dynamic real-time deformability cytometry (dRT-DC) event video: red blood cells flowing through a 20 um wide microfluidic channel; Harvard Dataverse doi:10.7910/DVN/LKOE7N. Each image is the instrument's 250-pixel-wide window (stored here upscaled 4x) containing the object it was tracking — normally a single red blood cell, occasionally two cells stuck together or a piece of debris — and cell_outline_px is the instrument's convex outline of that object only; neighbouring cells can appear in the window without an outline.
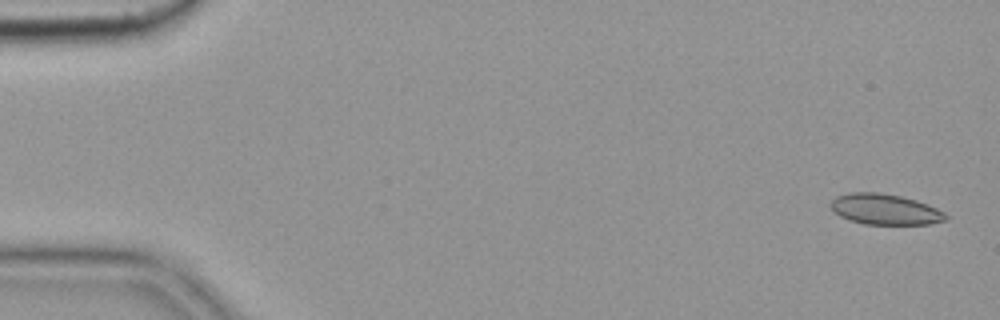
{"species": "common noctule bat (a hibernating species)", "species_latin": "Nyctalus noctula", "temperature_condition": "cold", "stored_images_in_passage": 54, "camera_frame_rate_fps": 3000, "um_per_image_px": 0.085, "animal": {"sex": "female", "body_mass_g": 19.9}, "frame": {"image": 1, "passage_image": 1, "time_ms": 0.0, "image_size_px": [1000, 320], "cell_outline_px": [[948, 220], [928, 224], [864, 224], [840, 216], [828, 204], [836, 196], [848, 192], [876, 192], [900, 196], [916, 200], [928, 204], [944, 212], [948, 216]], "centroid_in_image_um": [75.23, 17.78], "position_along_channel_um": 9.8, "area_um2": 20.52}}
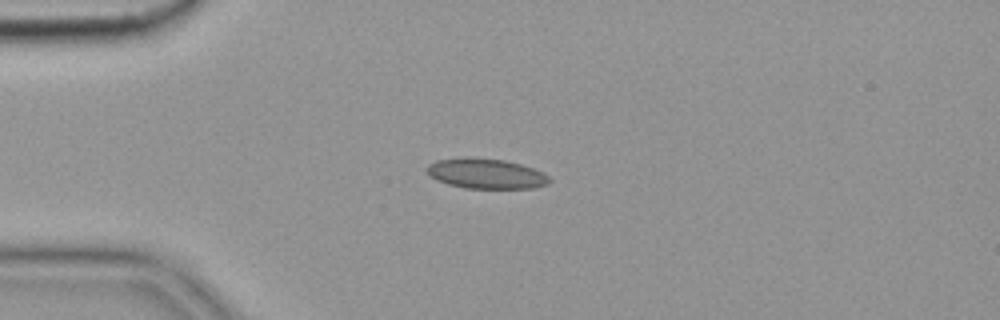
{"frame": {"image": 2, "passage_image": 13, "time_ms": 4.0, "image_size_px": [1000, 320], "cell_outline_px": [[552, 180], [548, 184], [532, 188], [464, 188], [448, 184], [436, 180], [428, 172], [428, 164], [436, 160], [504, 160], [520, 164], [544, 172]], "centroid_in_image_um": [41.39, 14.81], "position_along_channel_um": 43.6, "area_um2": 20.58}}
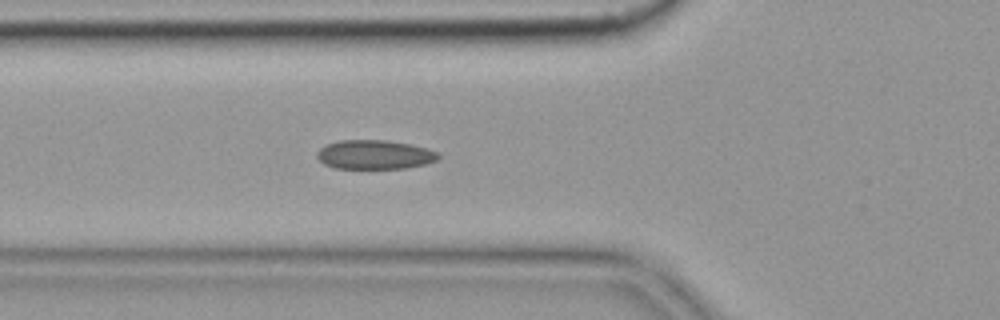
{"frame": {"image": 3, "passage_image": 19, "time_ms": 6.0, "image_size_px": [1000, 320], "cell_outline_px": [[440, 156], [436, 160], [428, 164], [404, 168], [336, 168], [324, 164], [316, 156], [316, 152], [320, 148], [328, 144], [340, 140], [384, 140], [408, 144], [428, 148], [440, 152]], "centroid_in_image_um": [31.87, 13.14], "position_along_channel_um": 93.9, "area_um2": 20.58}, "authors_computed_cell_mechanics": {"area_um2": 20.519, "velocity_mm_per_s": 3.621, "shape_relaxation_time_tau1_ms": 10.8225, "shape_relaxation_time_tau2_ms": 3.2224, "deformation_change_tau1": 0.1686, "deformation_change_tau2": 0.0722}}